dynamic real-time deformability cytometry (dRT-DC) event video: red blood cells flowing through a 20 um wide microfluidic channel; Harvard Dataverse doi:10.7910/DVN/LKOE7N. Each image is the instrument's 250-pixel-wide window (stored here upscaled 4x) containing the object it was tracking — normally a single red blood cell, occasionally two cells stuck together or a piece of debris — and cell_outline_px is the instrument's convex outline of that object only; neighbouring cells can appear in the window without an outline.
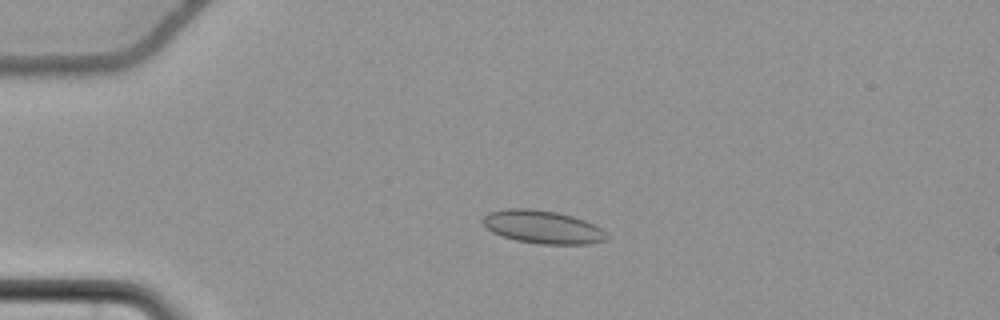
{"species": "common noctule bat (a hibernating species)", "species_latin": "Nyctalus noctula", "temperature_condition": "cold", "stored_images_in_passage": 17, "camera_frame_rate_fps": 3000, "um_per_image_px": 0.085, "animal": {"sex": "female", "body_mass_g": 22.7, "forearm_length_mm": 54.2}, "frame": {"image": 1, "passage_image": 15, "time_ms": 4.667, "image_size_px": [1000, 320], "cell_outline_px": [[608, 240], [588, 244], [540, 244], [516, 240], [492, 232], [480, 220], [488, 212], [504, 208], [532, 208], [556, 212], [572, 216], [596, 224], [608, 236]], "centroid_in_image_um": [46.12, 19.28], "position_along_channel_um": 38.9, "area_um2": 23.99}}